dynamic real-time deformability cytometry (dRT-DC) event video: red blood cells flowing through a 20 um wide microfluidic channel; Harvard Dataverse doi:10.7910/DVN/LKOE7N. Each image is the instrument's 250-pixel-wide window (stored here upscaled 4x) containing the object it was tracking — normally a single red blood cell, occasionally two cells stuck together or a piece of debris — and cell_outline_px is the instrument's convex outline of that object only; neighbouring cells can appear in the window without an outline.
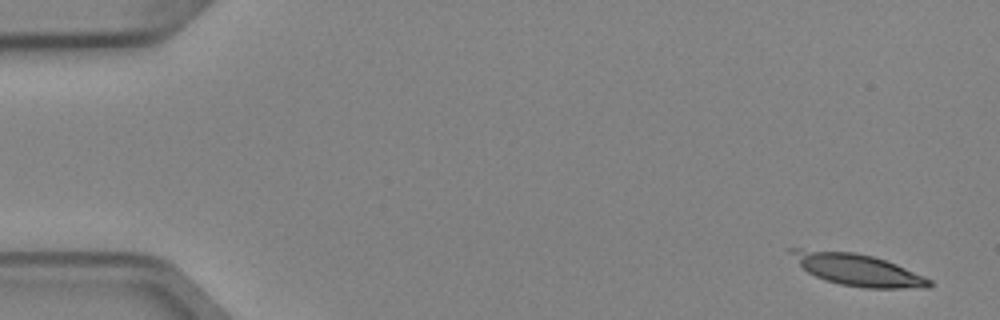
{"species": "Egyptian fruit bat (a non-hibernating species)", "species_latin": "Rousettus aegyptiacus", "temperature_condition": "cold", "stored_images_in_passage": 5, "camera_frame_rate_fps": 3000, "um_per_image_px": 0.085, "animal": {"sex": "female"}, "frame": {"image": 1, "passage_image": 1, "time_ms": 0.0, "image_size_px": [1000, 320], "cell_outline_px": [[936, 284], [928, 288], [864, 288], [840, 284], [816, 276], [808, 272], [788, 252], [788, 248], [804, 248], [856, 252], [872, 256], [896, 264], [924, 276], [932, 280]], "centroid_in_image_um": [72.92, 22.91], "position_along_channel_um": 12.1, "area_um2": 25.66}}
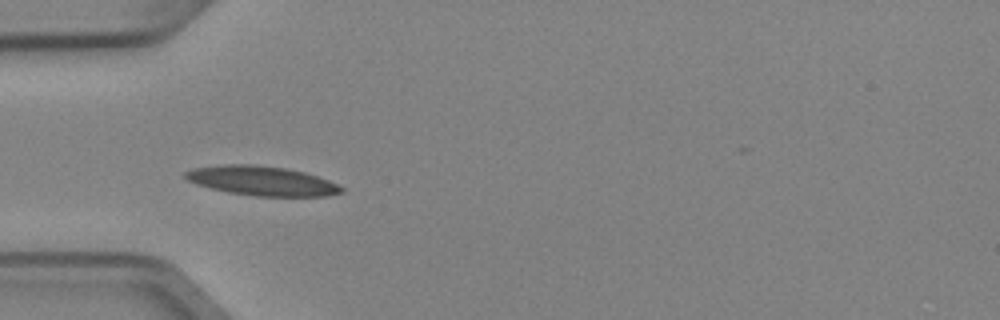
{"frame": {"image": 2, "passage_image": 5, "time_ms": 1.333, "image_size_px": [1000, 320], "cell_outline_px": [[344, 192], [324, 196], [256, 196], [228, 192], [196, 184], [188, 180], [184, 176], [184, 172], [192, 168], [224, 164], [252, 164], [284, 168], [304, 172], [328, 180], [344, 188]], "centroid_in_image_um": [22.23, 15.37], "position_along_channel_um": 62.8, "area_um2": 26.59}}